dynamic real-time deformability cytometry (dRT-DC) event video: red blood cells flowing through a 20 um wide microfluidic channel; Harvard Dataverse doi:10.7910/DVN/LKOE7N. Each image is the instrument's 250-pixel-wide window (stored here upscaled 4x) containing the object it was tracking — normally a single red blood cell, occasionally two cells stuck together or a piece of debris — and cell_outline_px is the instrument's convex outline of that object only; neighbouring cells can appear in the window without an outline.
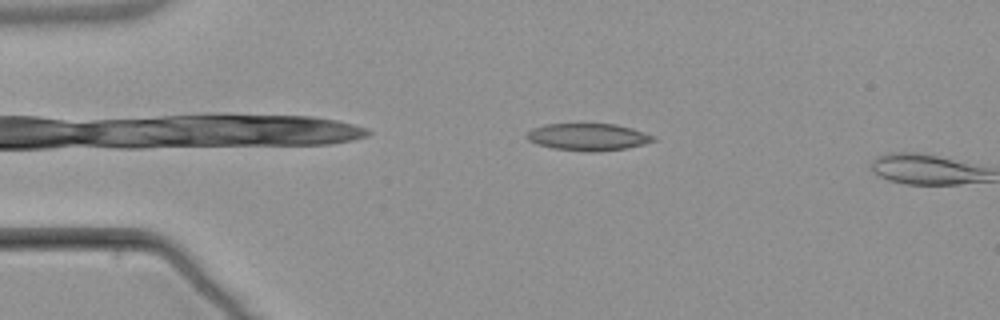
{"species": "common noctule bat (a hibernating species)", "species_latin": "Nyctalus noctula", "temperature_condition": "warm", "stored_images_in_passage": 2, "camera_frame_rate_fps": 3000, "um_per_image_px": 0.085, "animal": {"sex": "male", "body_mass_g": 21.5, "forearm_length_mm": 52.0}, "frame": {"image": 1, "passage_image": 1, "time_ms": 0.0, "image_size_px": [1000, 320], "cell_outline_px": [[656, 140], [644, 144], [628, 148], [596, 152], [588, 152], [552, 148], [536, 144], [528, 140], [524, 136], [532, 128], [544, 124], [616, 124], [632, 128], [656, 136]], "centroid_in_image_um": [49.98, 11.64], "position_along_channel_um": 35.0, "area_um2": 20.23}}